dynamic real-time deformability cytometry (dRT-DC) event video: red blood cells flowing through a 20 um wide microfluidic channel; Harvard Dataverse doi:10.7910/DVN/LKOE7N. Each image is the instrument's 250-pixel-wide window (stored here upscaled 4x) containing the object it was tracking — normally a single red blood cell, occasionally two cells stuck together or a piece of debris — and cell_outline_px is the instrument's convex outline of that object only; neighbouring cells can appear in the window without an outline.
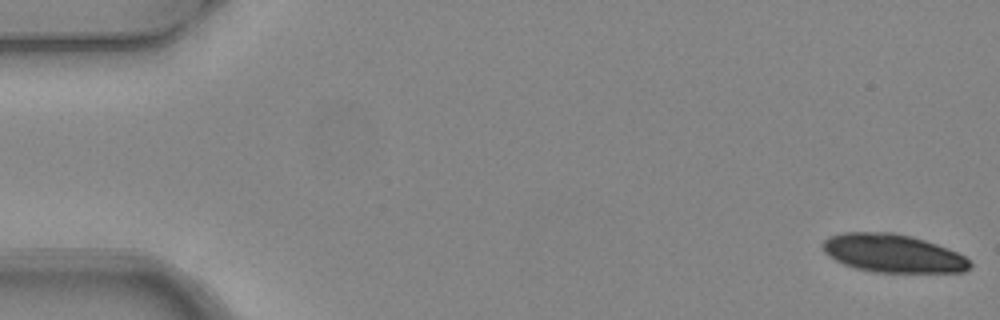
{"species": "common noctule bat (a hibernating species)", "species_latin": "Nyctalus noctula", "temperature_condition": "warm", "stored_images_in_passage": 5, "camera_frame_rate_fps": 3000, "um_per_image_px": 0.085, "animal": {"sex": "female", "body_mass_g": 24.6, "forearm_length_mm": 56.2}, "frame": {"image": 1, "passage_image": 1, "time_ms": 0.0, "image_size_px": [1000, 320], "cell_outline_px": [[972, 268], [964, 272], [872, 272], [856, 268], [844, 264], [828, 256], [824, 252], [820, 244], [828, 236], [844, 232], [892, 232], [912, 236], [948, 248], [964, 256], [972, 264]], "centroid_in_image_um": [75.87, 21.53], "position_along_channel_um": 9.1, "area_um2": 32.95}}